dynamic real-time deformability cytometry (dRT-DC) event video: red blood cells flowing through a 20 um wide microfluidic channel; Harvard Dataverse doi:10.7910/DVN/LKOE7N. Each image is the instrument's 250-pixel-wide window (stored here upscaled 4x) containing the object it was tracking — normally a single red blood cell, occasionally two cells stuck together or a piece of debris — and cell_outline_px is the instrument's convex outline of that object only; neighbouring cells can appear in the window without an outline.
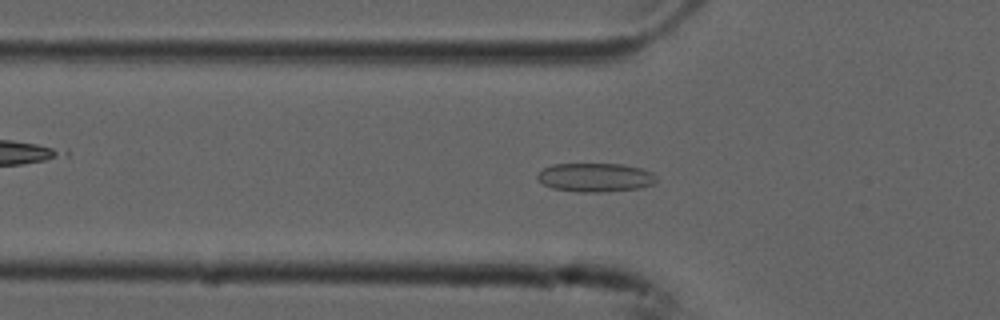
{"species": "common noctule bat (a hibernating species)", "species_latin": "Nyctalus noctula", "temperature_condition": "cold", "stored_images_in_passage": 53, "camera_frame_rate_fps": 3000, "um_per_image_px": 0.085, "animal": {"sex": "male", "forearm_length_mm": 52.5}, "frame": {"image": 1, "passage_image": 17, "time_ms": 5.333, "image_size_px": [1000, 320], "cell_outline_px": [[656, 180], [652, 184], [640, 188], [600, 192], [580, 192], [552, 188], [544, 184], [536, 176], [544, 168], [552, 164], [620, 164], [640, 168], [652, 172], [656, 176]], "centroid_in_image_um": [50.6, 15.08], "position_along_channel_um": 75.2, "area_um2": 19.77}}
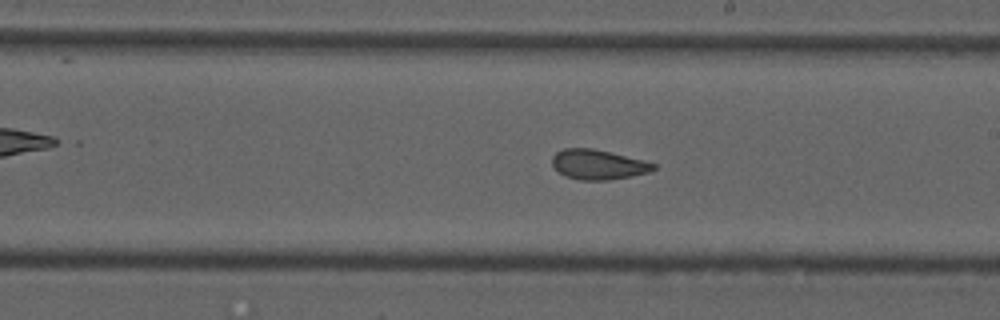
{"frame": {"image": 2, "passage_image": 30, "time_ms": 9.667, "image_size_px": [1000, 320], "cell_outline_px": [[656, 168], [648, 172], [632, 176], [608, 180], [580, 180], [564, 176], [552, 164], [552, 156], [556, 152], [564, 148], [592, 148], [644, 160], [656, 164]], "centroid_in_image_um": [50.83, 13.98], "position_along_channel_um": 238.2, "area_um2": 17.57}}
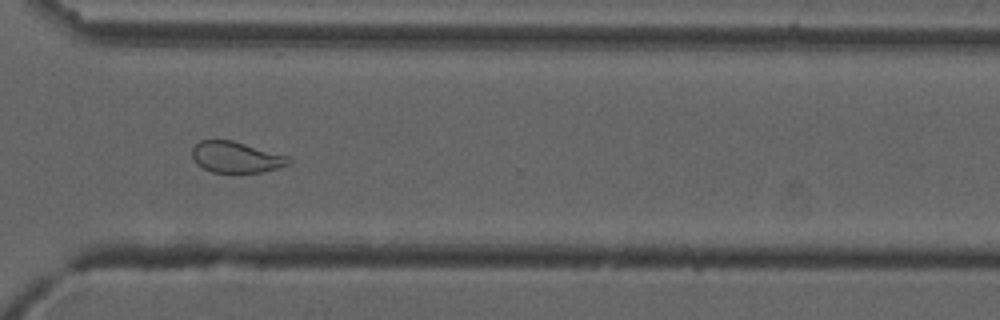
{"frame": {"image": 3, "passage_image": 39, "time_ms": 12.667, "image_size_px": [1000, 320], "cell_outline_px": [[292, 164], [260, 172], [212, 172], [196, 164], [192, 156], [192, 148], [200, 140], [232, 140], [292, 156]], "centroid_in_image_um": [20.12, 13.35], "position_along_channel_um": 350.5, "area_um2": 17.69}, "authors_computed_cell_mechanics": {"area_um2": 19.8832, "velocity_mm_per_s": 3.7428, "shape_relaxation_time_tau1_ms": null, "shape_relaxation_time_tau2_ms": 1.5141, "deformation_change_tau1": null, "deformation_change_tau2": 0.077}}